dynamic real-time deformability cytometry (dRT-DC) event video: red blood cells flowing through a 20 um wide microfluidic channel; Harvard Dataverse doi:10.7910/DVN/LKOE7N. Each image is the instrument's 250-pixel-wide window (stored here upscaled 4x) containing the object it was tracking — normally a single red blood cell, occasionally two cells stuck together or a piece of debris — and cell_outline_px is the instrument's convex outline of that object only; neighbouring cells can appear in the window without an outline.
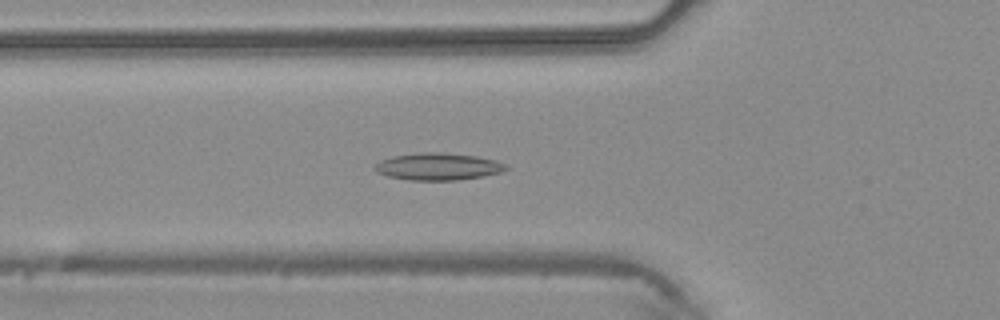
{"species": "common noctule bat (a hibernating species)", "species_latin": "Nyctalus noctula", "temperature_condition": "warm", "stored_images_in_passage": 43, "camera_frame_rate_fps": 3000, "um_per_image_px": 0.085, "animal": {"sex": "male", "body_mass_g": 20.4}, "frame": {"image": 1, "passage_image": 15, "time_ms": 4.667, "image_size_px": [1000, 320], "cell_outline_px": [[508, 168], [500, 172], [484, 176], [456, 180], [408, 180], [388, 176], [376, 172], [376, 164], [380, 160], [392, 156], [424, 152], [440, 152], [476, 156], [496, 160], [508, 164]], "centroid_in_image_um": [37.26, 14.15], "position_along_channel_um": 88.5, "area_um2": 20.69}}
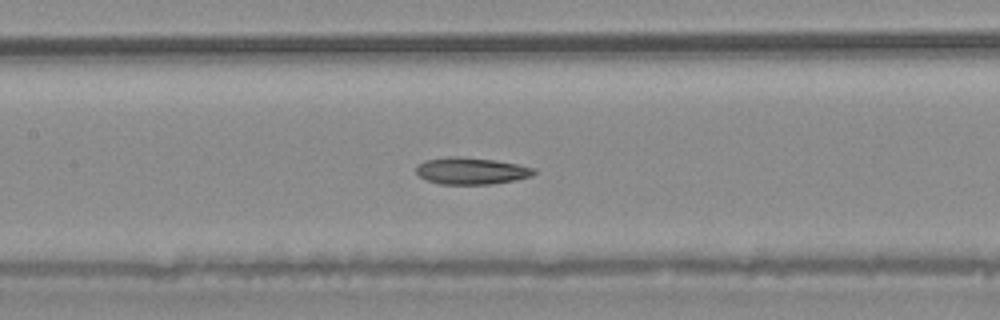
{"frame": {"image": 2, "passage_image": 20, "time_ms": 6.333, "image_size_px": [1000, 320], "cell_outline_px": [[536, 172], [532, 176], [516, 180], [492, 184], [440, 184], [428, 180], [420, 176], [416, 172], [416, 164], [424, 160], [448, 156], [460, 156], [492, 160], [516, 164], [536, 168]], "centroid_in_image_um": [40.04, 14.52], "position_along_channel_um": 167.4, "area_um2": 18.5}}
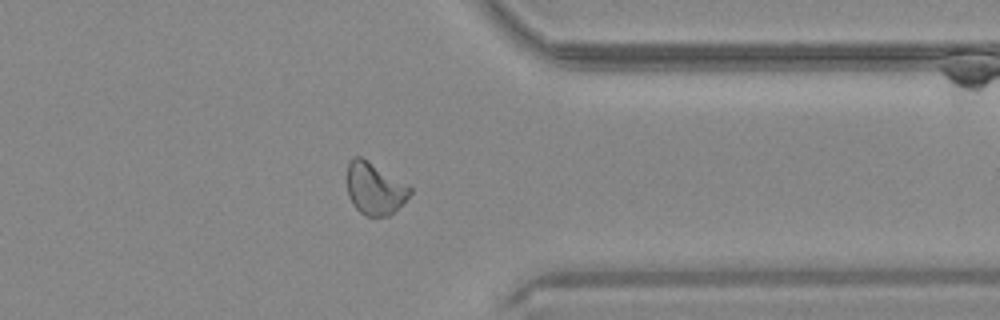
{"frame": {"image": 3, "passage_image": 34, "time_ms": 11.0, "image_size_px": [1000, 320], "cell_outline_px": [[412, 192], [388, 216], [368, 216], [360, 212], [356, 208], [348, 196], [348, 164], [356, 156], [360, 156], [412, 188]], "centroid_in_image_um": [31.83, 16.04], "position_along_channel_um": 379.6, "area_um2": 18.32}}